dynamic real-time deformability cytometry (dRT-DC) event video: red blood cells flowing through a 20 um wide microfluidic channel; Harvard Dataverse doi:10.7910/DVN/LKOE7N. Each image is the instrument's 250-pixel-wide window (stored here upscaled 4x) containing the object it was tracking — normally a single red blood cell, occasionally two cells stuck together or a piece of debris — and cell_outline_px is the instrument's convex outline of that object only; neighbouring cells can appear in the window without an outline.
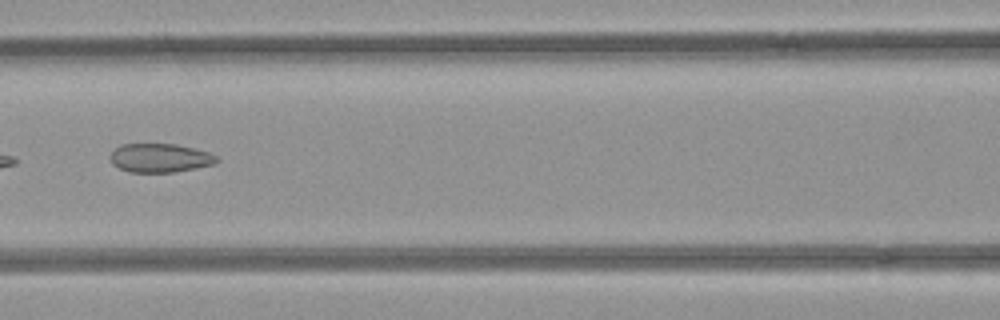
{"species": "common noctule bat (a hibernating species)", "species_latin": "Nyctalus noctula", "temperature_condition": "room temperature", "stored_images_in_passage": 8, "camera_frame_rate_fps": 3000, "um_per_image_px": 0.085, "animal": {"sex": "female", "body_mass_g": 21.9}, "frame": {"image": 1, "passage_image": 7, "time_ms": 2.0, "image_size_px": [1000, 320], "cell_outline_px": [[220, 160], [216, 164], [196, 168], [172, 172], [132, 172], [120, 168], [112, 164], [108, 156], [120, 144], [176, 144], [208, 152], [216, 156]], "centroid_in_image_um": [13.6, 13.42], "position_along_channel_um": 153.0, "area_um2": 17.86}}
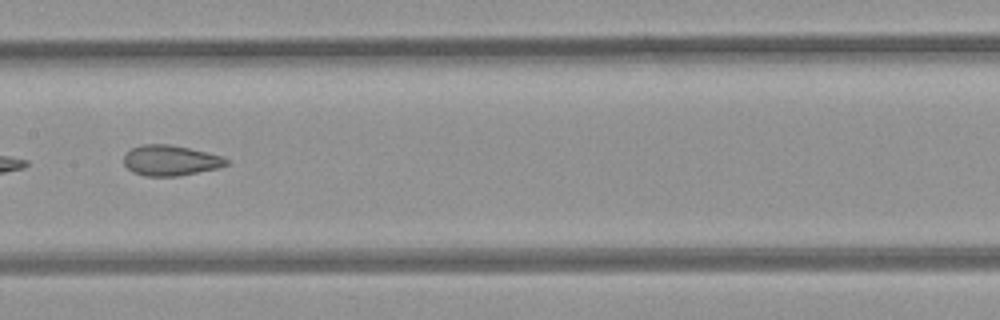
{"frame": {"image": 2, "passage_image": 8, "time_ms": 2.333, "image_size_px": [1000, 320], "cell_outline_px": [[228, 164], [216, 168], [176, 176], [144, 176], [132, 172], [124, 164], [124, 152], [132, 148], [144, 144], [168, 144], [188, 148], [220, 156], [228, 160]], "centroid_in_image_um": [14.41, 13.63], "position_along_channel_um": 193.0, "area_um2": 17.92}}